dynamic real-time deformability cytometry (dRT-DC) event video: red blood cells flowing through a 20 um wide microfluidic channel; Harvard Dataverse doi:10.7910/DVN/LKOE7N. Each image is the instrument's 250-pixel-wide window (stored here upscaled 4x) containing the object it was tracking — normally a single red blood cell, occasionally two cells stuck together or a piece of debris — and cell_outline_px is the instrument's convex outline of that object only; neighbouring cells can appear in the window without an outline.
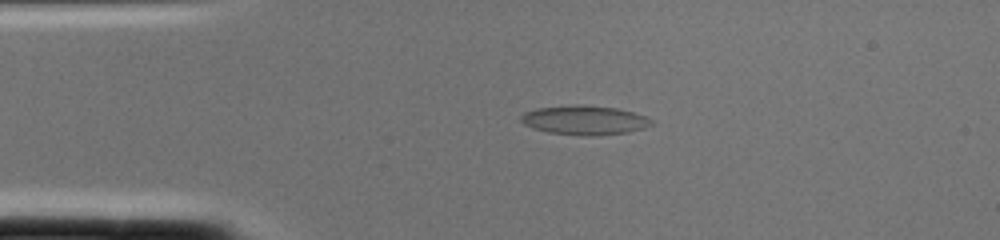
{"species": "common noctule bat (a hibernating species)", "species_latin": "Nyctalus noctula", "temperature_condition": "cold", "stored_images_in_passage": 2, "segment_of_instrument_passage": [2, 2], "camera_frame_rate_fps": 3000, "um_per_image_px": 0.085, "animal": {"sex": "female", "body_mass_g": 22.0, "forearm_length_mm": 56.7}, "frame": {"image": 1, "passage_image": 2, "time_ms": 0.333, "image_size_px": [1000, 240], "cell_outline_px": [[656, 124], [644, 128], [628, 132], [596, 136], [580, 136], [548, 132], [532, 128], [524, 124], [520, 120], [520, 116], [524, 112], [536, 108], [576, 104], [584, 104], [616, 108], [632, 112], [644, 116], [652, 120]], "centroid_in_image_um": [49.67, 10.21], "position_along_channel_um": 35.3, "area_um2": 22.54}}